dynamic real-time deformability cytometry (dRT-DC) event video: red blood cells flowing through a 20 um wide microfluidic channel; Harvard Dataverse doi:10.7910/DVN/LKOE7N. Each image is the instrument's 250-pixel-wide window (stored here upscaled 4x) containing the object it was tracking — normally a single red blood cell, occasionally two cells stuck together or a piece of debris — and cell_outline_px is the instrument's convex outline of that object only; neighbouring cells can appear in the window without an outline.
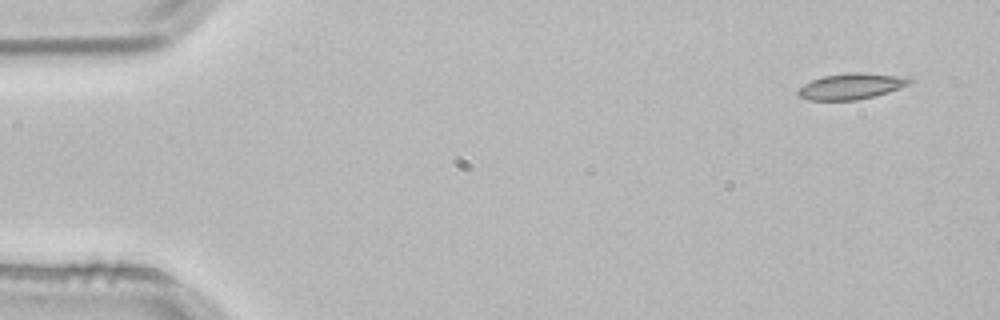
{"species": "common noctule bat (a hibernating species)", "species_latin": "Nyctalus noctula", "temperature_condition": "room temperature", "stored_images_in_passage": 3, "camera_frame_rate_fps": 3000, "um_per_image_px": 0.085, "animal": {"sex": "male", "body_mass_g": 21.5, "forearm_length_mm": 52.0}, "frame": {"image": 1, "passage_image": 1, "time_ms": 0.0, "image_size_px": [1000, 320], "cell_outline_px": [[912, 80], [908, 84], [900, 88], [876, 96], [856, 100], [808, 100], [800, 96], [796, 92], [804, 84], [812, 80], [824, 76], [852, 72], [860, 72], [896, 76]], "centroid_in_image_um": [72.31, 7.35], "position_along_channel_um": 12.7, "area_um2": 16.53}}
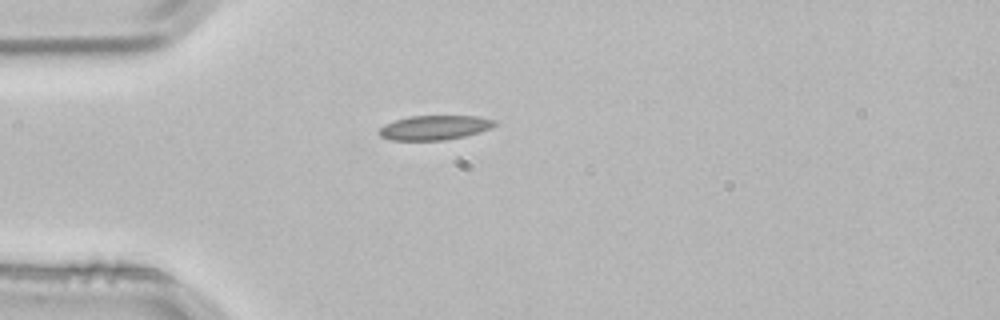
{"frame": {"image": 2, "passage_image": 3, "time_ms": 0.667, "image_size_px": [1000, 320], "cell_outline_px": [[496, 124], [480, 132], [464, 136], [444, 140], [392, 140], [380, 136], [380, 128], [384, 124], [408, 116], [480, 116], [496, 120]], "centroid_in_image_um": [36.94, 10.84], "position_along_channel_um": 48.1, "area_um2": 16.36}}